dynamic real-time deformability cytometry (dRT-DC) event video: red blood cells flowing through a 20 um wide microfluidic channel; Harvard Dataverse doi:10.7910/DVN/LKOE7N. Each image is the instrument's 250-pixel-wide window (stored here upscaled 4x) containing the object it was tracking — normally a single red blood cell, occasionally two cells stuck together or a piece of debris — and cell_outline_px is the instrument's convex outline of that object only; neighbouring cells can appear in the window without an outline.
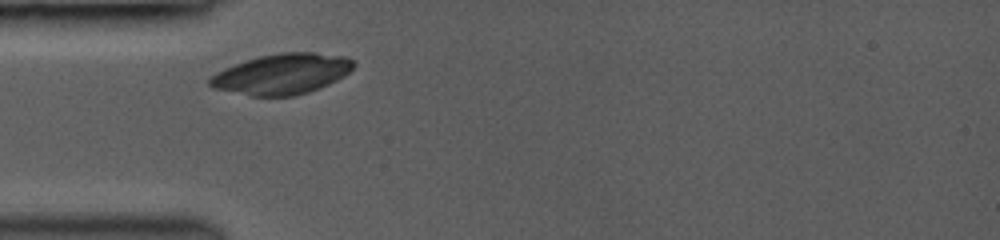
{"species": "common noctule bat (a hibernating species)", "species_latin": "Nyctalus noctula", "temperature_condition": "room temperature", "stored_images_in_passage": 4, "camera_frame_rate_fps": 3000, "um_per_image_px": 0.085, "animal": {"sex": "female", "body_mass_g": 19.0, "forearm_length_mm": 53.3}, "frame": {"image": 1, "passage_image": 1, "time_ms": 0.0, "image_size_px": [1000, 240], "cell_outline_px": [[356, 64], [344, 76], [328, 84], [308, 92], [292, 96], [252, 96], [212, 88], [208, 84], [208, 80], [216, 72], [224, 68], [260, 56], [280, 52], [316, 52], [344, 56], [352, 60]], "centroid_in_image_um": [23.96, 6.28], "position_along_channel_um": 61.0, "area_um2": 33.76}}
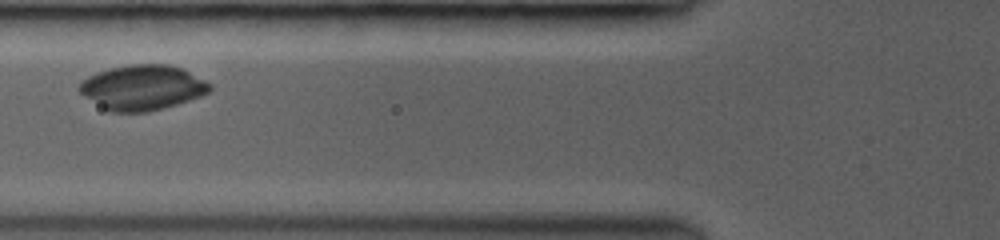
{"frame": {"image": 2, "passage_image": 2, "time_ms": 1.333, "image_size_px": [1000, 240], "cell_outline_px": [[212, 88], [208, 92], [200, 96], [164, 108], [148, 112], [108, 112], [84, 96], [76, 88], [80, 80], [96, 72], [128, 64], [168, 64], [180, 68], [212, 84]], "centroid_in_image_um": [12.05, 7.44], "position_along_channel_um": 113.8, "area_um2": 34.28}}
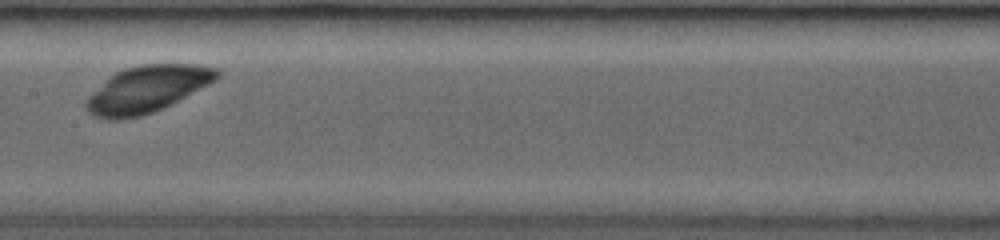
{"frame": {"image": 3, "passage_image": 4, "time_ms": 3.333, "image_size_px": [1000, 240], "cell_outline_px": [[220, 76], [216, 80], [152, 112], [140, 116], [120, 120], [108, 120], [92, 116], [88, 112], [84, 104], [84, 100], [88, 96], [116, 72], [124, 68], [140, 64], [196, 64], [216, 68], [220, 72]], "centroid_in_image_um": [12.45, 7.58], "position_along_channel_um": 194.9, "area_um2": 35.08}}